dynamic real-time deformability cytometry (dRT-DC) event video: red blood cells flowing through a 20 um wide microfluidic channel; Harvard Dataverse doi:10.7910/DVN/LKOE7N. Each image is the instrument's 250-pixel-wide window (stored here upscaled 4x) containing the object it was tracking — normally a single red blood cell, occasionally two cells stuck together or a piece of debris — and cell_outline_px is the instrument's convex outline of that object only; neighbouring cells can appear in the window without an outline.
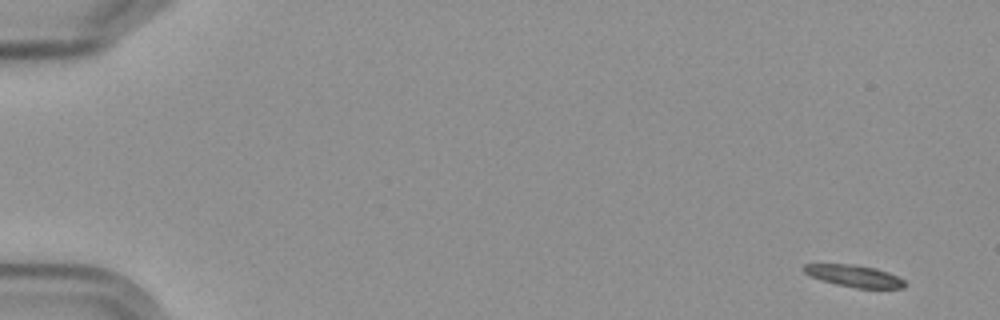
{"species": "Egyptian fruit bat (a non-hibernating species)", "species_latin": "Rousettus aegyptiacus", "temperature_condition": "cold", "stored_images_in_passage": 8, "camera_frame_rate_fps": 3000, "um_per_image_px": 0.085, "frame": {"image": 1, "passage_image": 1, "time_ms": 0.0, "image_size_px": [1000, 320], "cell_outline_px": [[904, 288], [856, 288], [836, 284], [812, 276], [804, 272], [800, 268], [804, 264], [852, 264], [876, 268], [888, 272], [904, 280]], "centroid_in_image_um": [72.59, 23.44], "position_along_channel_um": 12.4, "area_um2": 12.72}}
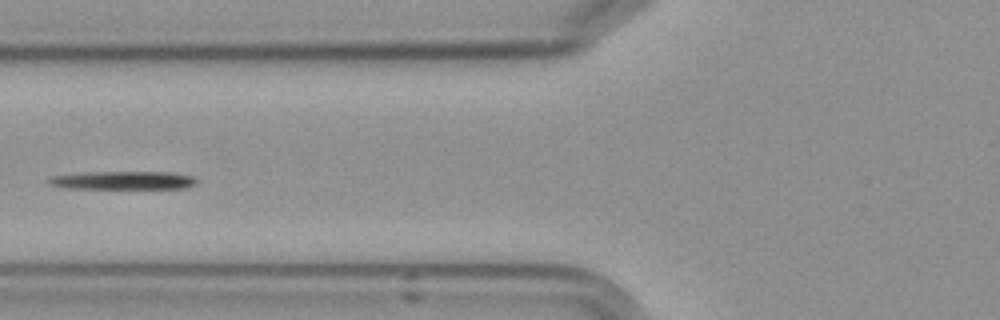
{"frame": {"image": 2, "passage_image": 7, "time_ms": 7.0, "image_size_px": [1000, 320], "cell_outline_px": [[196, 184], [188, 188], [64, 188], [48, 184], [48, 180], [52, 176], [84, 172], [172, 172], [192, 176], [196, 180]], "centroid_in_image_um": [10.46, 15.32], "position_along_channel_um": 115.3, "area_um2": 15.66}}
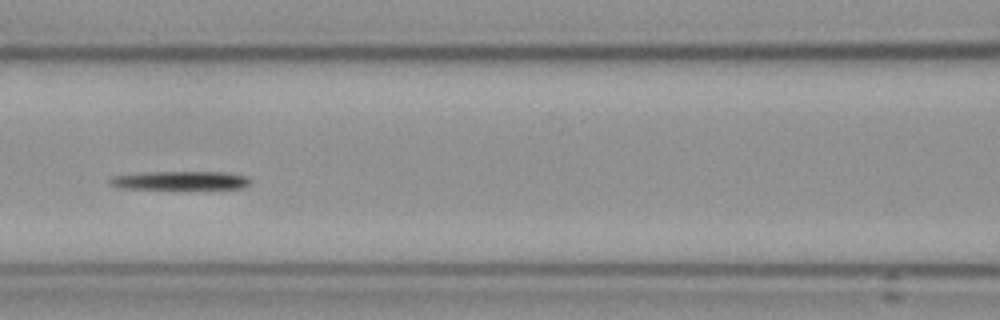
{"frame": {"image": 3, "passage_image": 8, "time_ms": 8.0, "image_size_px": [1000, 320], "cell_outline_px": [[252, 184], [244, 188], [116, 188], [108, 184], [108, 180], [112, 176], [140, 172], [228, 172], [248, 176], [252, 180]], "centroid_in_image_um": [15.33, 15.33], "position_along_channel_um": 151.3, "area_um2": 15.37}}